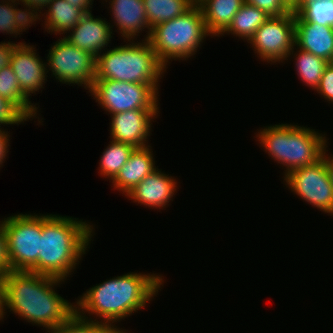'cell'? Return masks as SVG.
<instances>
[{
    "label": "cell",
    "instance_id": "cell-1",
    "mask_svg": "<svg viewBox=\"0 0 333 333\" xmlns=\"http://www.w3.org/2000/svg\"><path fill=\"white\" fill-rule=\"evenodd\" d=\"M62 282L65 280L31 271L6 273L0 277V320L4 319L8 309L26 322L46 330L61 325L75 313V304L55 291Z\"/></svg>",
    "mask_w": 333,
    "mask_h": 333
},
{
    "label": "cell",
    "instance_id": "cell-2",
    "mask_svg": "<svg viewBox=\"0 0 333 333\" xmlns=\"http://www.w3.org/2000/svg\"><path fill=\"white\" fill-rule=\"evenodd\" d=\"M164 278L160 274L128 272L93 285L76 299L75 314L95 315L99 322L117 328L115 323L144 309L159 290ZM161 288V289H160ZM114 323V324H113Z\"/></svg>",
    "mask_w": 333,
    "mask_h": 333
},
{
    "label": "cell",
    "instance_id": "cell-3",
    "mask_svg": "<svg viewBox=\"0 0 333 333\" xmlns=\"http://www.w3.org/2000/svg\"><path fill=\"white\" fill-rule=\"evenodd\" d=\"M78 219L42 214L38 274L63 280L73 274L88 251L95 230L93 224Z\"/></svg>",
    "mask_w": 333,
    "mask_h": 333
},
{
    "label": "cell",
    "instance_id": "cell-4",
    "mask_svg": "<svg viewBox=\"0 0 333 333\" xmlns=\"http://www.w3.org/2000/svg\"><path fill=\"white\" fill-rule=\"evenodd\" d=\"M261 129L255 138L271 159L285 167L284 177L319 160L328 144L325 134L296 124L279 123Z\"/></svg>",
    "mask_w": 333,
    "mask_h": 333
},
{
    "label": "cell",
    "instance_id": "cell-5",
    "mask_svg": "<svg viewBox=\"0 0 333 333\" xmlns=\"http://www.w3.org/2000/svg\"><path fill=\"white\" fill-rule=\"evenodd\" d=\"M128 42L107 49L96 57L95 80L156 84L160 87L158 82L167 68L158 60L150 42Z\"/></svg>",
    "mask_w": 333,
    "mask_h": 333
},
{
    "label": "cell",
    "instance_id": "cell-6",
    "mask_svg": "<svg viewBox=\"0 0 333 333\" xmlns=\"http://www.w3.org/2000/svg\"><path fill=\"white\" fill-rule=\"evenodd\" d=\"M206 36L211 35L206 29L201 8L195 3L184 14L153 27L147 40L158 60L167 67L173 59H191Z\"/></svg>",
    "mask_w": 333,
    "mask_h": 333
},
{
    "label": "cell",
    "instance_id": "cell-7",
    "mask_svg": "<svg viewBox=\"0 0 333 333\" xmlns=\"http://www.w3.org/2000/svg\"><path fill=\"white\" fill-rule=\"evenodd\" d=\"M11 270L38 273L42 215L15 214L2 219Z\"/></svg>",
    "mask_w": 333,
    "mask_h": 333
},
{
    "label": "cell",
    "instance_id": "cell-8",
    "mask_svg": "<svg viewBox=\"0 0 333 333\" xmlns=\"http://www.w3.org/2000/svg\"><path fill=\"white\" fill-rule=\"evenodd\" d=\"M156 84L94 80L88 91L109 115L134 109H159Z\"/></svg>",
    "mask_w": 333,
    "mask_h": 333
},
{
    "label": "cell",
    "instance_id": "cell-9",
    "mask_svg": "<svg viewBox=\"0 0 333 333\" xmlns=\"http://www.w3.org/2000/svg\"><path fill=\"white\" fill-rule=\"evenodd\" d=\"M47 54V73L63 84H77L90 90L95 80L96 57L71 44L64 37L58 39ZM49 69V70H48Z\"/></svg>",
    "mask_w": 333,
    "mask_h": 333
},
{
    "label": "cell",
    "instance_id": "cell-10",
    "mask_svg": "<svg viewBox=\"0 0 333 333\" xmlns=\"http://www.w3.org/2000/svg\"><path fill=\"white\" fill-rule=\"evenodd\" d=\"M283 180L285 186L303 202L333 216V186L326 166L325 150L319 160L292 170Z\"/></svg>",
    "mask_w": 333,
    "mask_h": 333
},
{
    "label": "cell",
    "instance_id": "cell-11",
    "mask_svg": "<svg viewBox=\"0 0 333 333\" xmlns=\"http://www.w3.org/2000/svg\"><path fill=\"white\" fill-rule=\"evenodd\" d=\"M295 11L269 17L254 33L249 44L261 61L283 63L295 46Z\"/></svg>",
    "mask_w": 333,
    "mask_h": 333
},
{
    "label": "cell",
    "instance_id": "cell-12",
    "mask_svg": "<svg viewBox=\"0 0 333 333\" xmlns=\"http://www.w3.org/2000/svg\"><path fill=\"white\" fill-rule=\"evenodd\" d=\"M160 109H134L111 114L110 137L116 142L128 143L135 148L150 146L153 119Z\"/></svg>",
    "mask_w": 333,
    "mask_h": 333
},
{
    "label": "cell",
    "instance_id": "cell-13",
    "mask_svg": "<svg viewBox=\"0 0 333 333\" xmlns=\"http://www.w3.org/2000/svg\"><path fill=\"white\" fill-rule=\"evenodd\" d=\"M16 43L9 65L19 81L23 95L30 101L31 94L43 89L47 81L46 62L36 53L34 45Z\"/></svg>",
    "mask_w": 333,
    "mask_h": 333
},
{
    "label": "cell",
    "instance_id": "cell-14",
    "mask_svg": "<svg viewBox=\"0 0 333 333\" xmlns=\"http://www.w3.org/2000/svg\"><path fill=\"white\" fill-rule=\"evenodd\" d=\"M173 176L161 172L159 168L147 175L139 184H137L125 196L150 209H164L173 201L175 192H177V180Z\"/></svg>",
    "mask_w": 333,
    "mask_h": 333
},
{
    "label": "cell",
    "instance_id": "cell-15",
    "mask_svg": "<svg viewBox=\"0 0 333 333\" xmlns=\"http://www.w3.org/2000/svg\"><path fill=\"white\" fill-rule=\"evenodd\" d=\"M94 18L91 12L86 13L80 22L63 37L77 48L91 53L97 57L105 51L113 37V27L110 22Z\"/></svg>",
    "mask_w": 333,
    "mask_h": 333
},
{
    "label": "cell",
    "instance_id": "cell-16",
    "mask_svg": "<svg viewBox=\"0 0 333 333\" xmlns=\"http://www.w3.org/2000/svg\"><path fill=\"white\" fill-rule=\"evenodd\" d=\"M109 3L110 15L113 17V23L116 25L117 32L124 40H137L140 32L145 29L147 40L149 32V23L146 17V10L143 0H105ZM136 36V37H135Z\"/></svg>",
    "mask_w": 333,
    "mask_h": 333
},
{
    "label": "cell",
    "instance_id": "cell-17",
    "mask_svg": "<svg viewBox=\"0 0 333 333\" xmlns=\"http://www.w3.org/2000/svg\"><path fill=\"white\" fill-rule=\"evenodd\" d=\"M295 45L328 62L333 57V27L303 20L295 12Z\"/></svg>",
    "mask_w": 333,
    "mask_h": 333
},
{
    "label": "cell",
    "instance_id": "cell-18",
    "mask_svg": "<svg viewBox=\"0 0 333 333\" xmlns=\"http://www.w3.org/2000/svg\"><path fill=\"white\" fill-rule=\"evenodd\" d=\"M151 146L135 148L128 161L111 181L112 187L123 195L129 193L147 175L157 169Z\"/></svg>",
    "mask_w": 333,
    "mask_h": 333
},
{
    "label": "cell",
    "instance_id": "cell-19",
    "mask_svg": "<svg viewBox=\"0 0 333 333\" xmlns=\"http://www.w3.org/2000/svg\"><path fill=\"white\" fill-rule=\"evenodd\" d=\"M196 3L201 8L209 34L220 37L232 24L245 0H196Z\"/></svg>",
    "mask_w": 333,
    "mask_h": 333
},
{
    "label": "cell",
    "instance_id": "cell-20",
    "mask_svg": "<svg viewBox=\"0 0 333 333\" xmlns=\"http://www.w3.org/2000/svg\"><path fill=\"white\" fill-rule=\"evenodd\" d=\"M46 13H42L34 22L42 19L44 16V26L47 33L64 34L75 27L82 17L86 14L81 8L73 6L66 0H52L47 5ZM46 14V16H45ZM41 17V18H40Z\"/></svg>",
    "mask_w": 333,
    "mask_h": 333
},
{
    "label": "cell",
    "instance_id": "cell-21",
    "mask_svg": "<svg viewBox=\"0 0 333 333\" xmlns=\"http://www.w3.org/2000/svg\"><path fill=\"white\" fill-rule=\"evenodd\" d=\"M292 56L295 58L296 73L299 79L301 78L300 80L305 83L304 85L315 91L329 62L310 52L296 48V45L288 54V58Z\"/></svg>",
    "mask_w": 333,
    "mask_h": 333
},
{
    "label": "cell",
    "instance_id": "cell-22",
    "mask_svg": "<svg viewBox=\"0 0 333 333\" xmlns=\"http://www.w3.org/2000/svg\"><path fill=\"white\" fill-rule=\"evenodd\" d=\"M263 10L246 2L234 15L232 24L222 34H232L233 36L246 40L247 43L254 36L256 30L269 18Z\"/></svg>",
    "mask_w": 333,
    "mask_h": 333
},
{
    "label": "cell",
    "instance_id": "cell-23",
    "mask_svg": "<svg viewBox=\"0 0 333 333\" xmlns=\"http://www.w3.org/2000/svg\"><path fill=\"white\" fill-rule=\"evenodd\" d=\"M0 96L12 102L31 121L37 118L39 106L32 104L22 93L19 81L10 65L0 70ZM32 118V119H31Z\"/></svg>",
    "mask_w": 333,
    "mask_h": 333
},
{
    "label": "cell",
    "instance_id": "cell-24",
    "mask_svg": "<svg viewBox=\"0 0 333 333\" xmlns=\"http://www.w3.org/2000/svg\"><path fill=\"white\" fill-rule=\"evenodd\" d=\"M149 32L158 24L172 20L184 14L196 0H143Z\"/></svg>",
    "mask_w": 333,
    "mask_h": 333
},
{
    "label": "cell",
    "instance_id": "cell-25",
    "mask_svg": "<svg viewBox=\"0 0 333 333\" xmlns=\"http://www.w3.org/2000/svg\"><path fill=\"white\" fill-rule=\"evenodd\" d=\"M19 2L20 0L0 1V32L17 37L34 24V20L25 9L17 8V4H21Z\"/></svg>",
    "mask_w": 333,
    "mask_h": 333
},
{
    "label": "cell",
    "instance_id": "cell-26",
    "mask_svg": "<svg viewBox=\"0 0 333 333\" xmlns=\"http://www.w3.org/2000/svg\"><path fill=\"white\" fill-rule=\"evenodd\" d=\"M134 149L135 147L128 143L110 140V144L100 156L98 173L102 177L108 178L111 182L128 161Z\"/></svg>",
    "mask_w": 333,
    "mask_h": 333
},
{
    "label": "cell",
    "instance_id": "cell-27",
    "mask_svg": "<svg viewBox=\"0 0 333 333\" xmlns=\"http://www.w3.org/2000/svg\"><path fill=\"white\" fill-rule=\"evenodd\" d=\"M294 11L305 21L333 27V0H303Z\"/></svg>",
    "mask_w": 333,
    "mask_h": 333
},
{
    "label": "cell",
    "instance_id": "cell-28",
    "mask_svg": "<svg viewBox=\"0 0 333 333\" xmlns=\"http://www.w3.org/2000/svg\"><path fill=\"white\" fill-rule=\"evenodd\" d=\"M114 327L75 313L61 325L46 330L49 333H110Z\"/></svg>",
    "mask_w": 333,
    "mask_h": 333
},
{
    "label": "cell",
    "instance_id": "cell-29",
    "mask_svg": "<svg viewBox=\"0 0 333 333\" xmlns=\"http://www.w3.org/2000/svg\"><path fill=\"white\" fill-rule=\"evenodd\" d=\"M29 119L9 100L0 96V125H19ZM0 126V128H1Z\"/></svg>",
    "mask_w": 333,
    "mask_h": 333
},
{
    "label": "cell",
    "instance_id": "cell-30",
    "mask_svg": "<svg viewBox=\"0 0 333 333\" xmlns=\"http://www.w3.org/2000/svg\"><path fill=\"white\" fill-rule=\"evenodd\" d=\"M245 2L263 10L270 17L286 15L291 11L282 0H245Z\"/></svg>",
    "mask_w": 333,
    "mask_h": 333
},
{
    "label": "cell",
    "instance_id": "cell-31",
    "mask_svg": "<svg viewBox=\"0 0 333 333\" xmlns=\"http://www.w3.org/2000/svg\"><path fill=\"white\" fill-rule=\"evenodd\" d=\"M315 92L325 98L329 104H333V66L330 63L325 68Z\"/></svg>",
    "mask_w": 333,
    "mask_h": 333
},
{
    "label": "cell",
    "instance_id": "cell-32",
    "mask_svg": "<svg viewBox=\"0 0 333 333\" xmlns=\"http://www.w3.org/2000/svg\"><path fill=\"white\" fill-rule=\"evenodd\" d=\"M11 271L6 233L0 221V277Z\"/></svg>",
    "mask_w": 333,
    "mask_h": 333
},
{
    "label": "cell",
    "instance_id": "cell-33",
    "mask_svg": "<svg viewBox=\"0 0 333 333\" xmlns=\"http://www.w3.org/2000/svg\"><path fill=\"white\" fill-rule=\"evenodd\" d=\"M52 0H20L21 6H25L24 9L26 13L35 21L39 16H41V10H45L47 5Z\"/></svg>",
    "mask_w": 333,
    "mask_h": 333
},
{
    "label": "cell",
    "instance_id": "cell-34",
    "mask_svg": "<svg viewBox=\"0 0 333 333\" xmlns=\"http://www.w3.org/2000/svg\"><path fill=\"white\" fill-rule=\"evenodd\" d=\"M16 45L15 42H10V40L8 42H0V70L10 64L11 56Z\"/></svg>",
    "mask_w": 333,
    "mask_h": 333
},
{
    "label": "cell",
    "instance_id": "cell-35",
    "mask_svg": "<svg viewBox=\"0 0 333 333\" xmlns=\"http://www.w3.org/2000/svg\"><path fill=\"white\" fill-rule=\"evenodd\" d=\"M7 129L0 128V167L6 161L7 153L9 152L10 146V133L6 131Z\"/></svg>",
    "mask_w": 333,
    "mask_h": 333
},
{
    "label": "cell",
    "instance_id": "cell-36",
    "mask_svg": "<svg viewBox=\"0 0 333 333\" xmlns=\"http://www.w3.org/2000/svg\"><path fill=\"white\" fill-rule=\"evenodd\" d=\"M73 6H76L78 8H81L85 13L92 12L90 9L93 7L91 6L93 4V0H66Z\"/></svg>",
    "mask_w": 333,
    "mask_h": 333
},
{
    "label": "cell",
    "instance_id": "cell-37",
    "mask_svg": "<svg viewBox=\"0 0 333 333\" xmlns=\"http://www.w3.org/2000/svg\"><path fill=\"white\" fill-rule=\"evenodd\" d=\"M327 145L325 148V161H326V166H327V170H328V174L330 177V181L332 182V186H333V155L332 154H327L328 149H327Z\"/></svg>",
    "mask_w": 333,
    "mask_h": 333
},
{
    "label": "cell",
    "instance_id": "cell-38",
    "mask_svg": "<svg viewBox=\"0 0 333 333\" xmlns=\"http://www.w3.org/2000/svg\"><path fill=\"white\" fill-rule=\"evenodd\" d=\"M290 10H295L303 0H282Z\"/></svg>",
    "mask_w": 333,
    "mask_h": 333
},
{
    "label": "cell",
    "instance_id": "cell-39",
    "mask_svg": "<svg viewBox=\"0 0 333 333\" xmlns=\"http://www.w3.org/2000/svg\"><path fill=\"white\" fill-rule=\"evenodd\" d=\"M110 333H128V332L127 330L125 329L122 330V328L120 329V327H118V328H113Z\"/></svg>",
    "mask_w": 333,
    "mask_h": 333
},
{
    "label": "cell",
    "instance_id": "cell-40",
    "mask_svg": "<svg viewBox=\"0 0 333 333\" xmlns=\"http://www.w3.org/2000/svg\"><path fill=\"white\" fill-rule=\"evenodd\" d=\"M329 63L333 66V57H332V59H331V61Z\"/></svg>",
    "mask_w": 333,
    "mask_h": 333
},
{
    "label": "cell",
    "instance_id": "cell-41",
    "mask_svg": "<svg viewBox=\"0 0 333 333\" xmlns=\"http://www.w3.org/2000/svg\"><path fill=\"white\" fill-rule=\"evenodd\" d=\"M0 315H1V296H0Z\"/></svg>",
    "mask_w": 333,
    "mask_h": 333
}]
</instances>
